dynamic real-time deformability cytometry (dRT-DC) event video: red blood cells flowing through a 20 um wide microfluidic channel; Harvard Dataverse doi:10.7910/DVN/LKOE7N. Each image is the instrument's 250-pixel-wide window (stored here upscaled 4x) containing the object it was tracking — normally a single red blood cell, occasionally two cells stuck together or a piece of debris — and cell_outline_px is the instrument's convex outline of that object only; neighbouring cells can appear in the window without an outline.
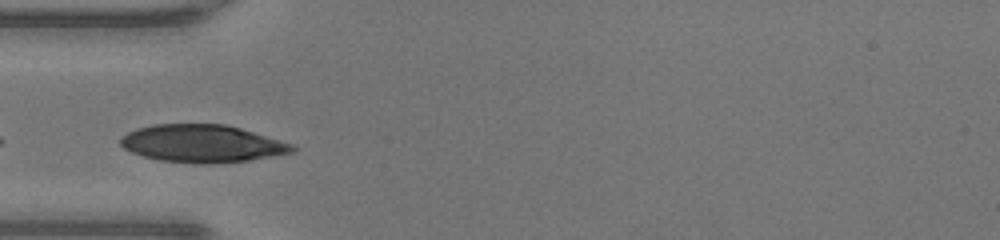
{"species": "human", "species_latin": "Homo sapiens", "temperature_condition": "warm", "stored_images_in_passage": 5, "camera_frame_rate_fps": 3000, "um_per_image_px": 0.085, "donor": {"sex": "male"}, "frame": {"image": 1, "passage_image": 3, "time_ms": 0.667, "image_size_px": [1000, 240], "cell_outline_px": [[296, 148], [292, 152], [272, 156], [248, 160], [220, 164], [192, 164], [160, 160], [144, 156], [132, 152], [124, 148], [120, 144], [120, 136], [136, 128], [152, 124], [224, 124], [240, 128], [296, 144]], "centroid_in_image_um": [17.19, 12.21], "position_along_channel_um": 67.8, "area_um2": 37.97}}